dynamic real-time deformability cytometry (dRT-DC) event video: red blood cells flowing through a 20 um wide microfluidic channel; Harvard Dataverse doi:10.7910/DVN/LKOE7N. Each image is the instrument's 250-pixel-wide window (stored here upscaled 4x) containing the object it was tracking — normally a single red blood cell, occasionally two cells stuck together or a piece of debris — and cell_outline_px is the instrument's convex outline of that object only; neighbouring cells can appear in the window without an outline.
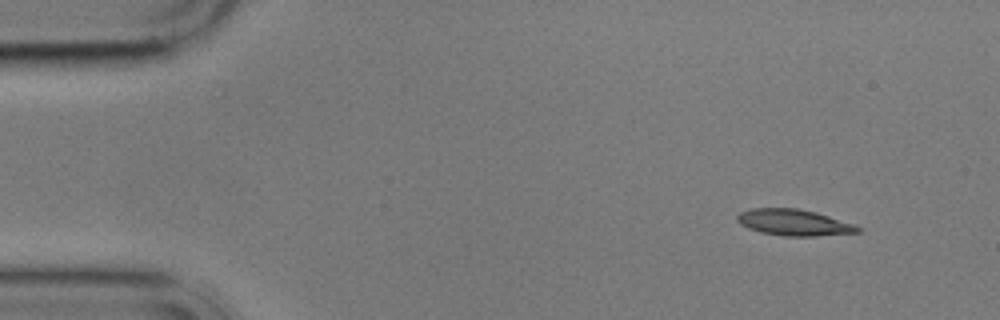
{"species": "common noctule bat (a hibernating species)", "species_latin": "Nyctalus noctula", "temperature_condition": "cold", "stored_images_in_passage": 5, "camera_frame_rate_fps": 3000, "um_per_image_px": 0.085, "animal": {"sex": "male", "body_mass_g": 17.9}, "frame": {"image": 1, "passage_image": 1, "time_ms": 0.0, "image_size_px": [1000, 320], "cell_outline_px": [[860, 232], [816, 236], [784, 236], [760, 232], [748, 228], [740, 224], [736, 220], [736, 216], [740, 212], [752, 208], [796, 208], [816, 212], [856, 224], [860, 228]], "centroid_in_image_um": [67.48, 18.91], "position_along_channel_um": 17.5, "area_um2": 18.55}}